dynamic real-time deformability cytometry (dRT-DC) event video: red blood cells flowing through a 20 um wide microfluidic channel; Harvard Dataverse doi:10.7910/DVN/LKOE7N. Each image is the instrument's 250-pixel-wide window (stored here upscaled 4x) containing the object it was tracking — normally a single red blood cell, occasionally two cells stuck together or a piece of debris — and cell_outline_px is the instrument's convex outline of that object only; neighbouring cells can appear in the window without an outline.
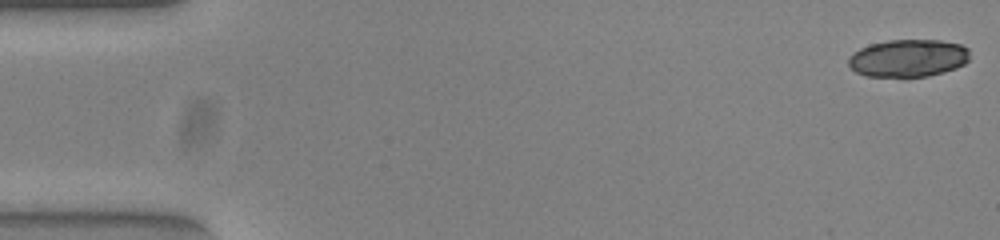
{"species": "common noctule bat (a hibernating species)", "species_latin": "Nyctalus noctula", "temperature_condition": "warm", "stored_images_in_passage": 53, "camera_frame_rate_fps": 3000, "um_per_image_px": 0.085, "animal": {"sex": "female", "body_mass_g": 23.0, "forearm_length_mm": 53.4}, "frame": {"image": 1, "passage_image": 1, "time_ms": 0.0, "image_size_px": [1000, 240], "cell_outline_px": [[968, 60], [964, 64], [956, 68], [944, 72], [928, 76], [868, 76], [856, 72], [848, 64], [848, 60], [852, 52], [860, 48], [872, 44], [888, 40], [940, 40], [960, 44], [968, 48]], "centroid_in_image_um": [77.2, 4.93], "position_along_channel_um": 7.8, "area_um2": 26.41}}
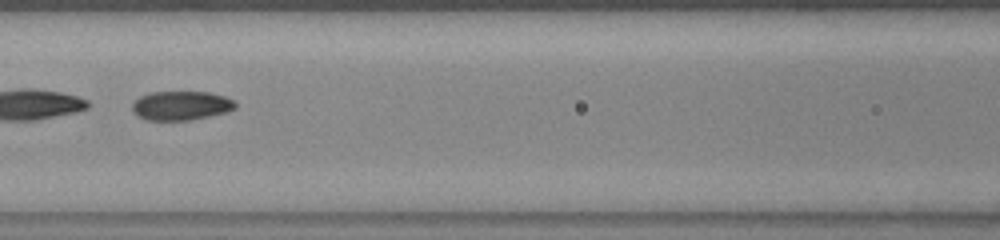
{"frame": {"image": 2, "passage_image": 24, "time_ms": 7.667, "image_size_px": [1000, 240], "cell_outline_px": [[236, 108], [228, 112], [192, 120], [148, 120], [136, 116], [132, 112], [132, 104], [140, 96], [152, 92], [208, 92], [224, 96], [232, 100], [236, 104]], "centroid_in_image_um": [15.38, 8.99], "position_along_channel_um": 151.2, "area_um2": 17.57}, "authors_computed_cell_mechanics": {"area_um2": 27.0504, "velocity_mm_per_s": 3.8388, "shape_relaxation_time_tau1_ms": null, "shape_relaxation_time_tau2_ms": 1.4913, "deformation_change_tau1": null, "deformation_change_tau2": 0.0507}}